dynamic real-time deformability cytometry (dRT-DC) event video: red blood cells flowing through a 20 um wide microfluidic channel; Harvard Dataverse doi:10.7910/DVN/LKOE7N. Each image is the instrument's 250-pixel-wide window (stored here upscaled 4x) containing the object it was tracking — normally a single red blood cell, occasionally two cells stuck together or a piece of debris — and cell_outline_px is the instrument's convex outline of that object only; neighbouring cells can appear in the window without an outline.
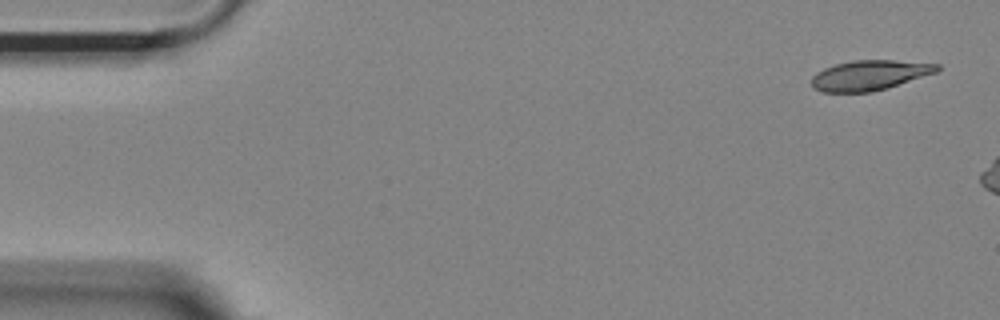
{"species": "Egyptian fruit bat (a non-hibernating species)", "species_latin": "Rousettus aegyptiacus", "temperature_condition": "room temperature", "stored_images_in_passage": 7, "camera_frame_rate_fps": 3000, "um_per_image_px": 0.085, "animal": {"sex": "female"}, "frame": {"image": 1, "passage_image": 1, "time_ms": 0.0, "image_size_px": [1000, 320], "cell_outline_px": [[940, 68], [936, 72], [888, 88], [872, 92], [824, 92], [812, 88], [812, 76], [816, 72], [824, 68], [836, 64], [852, 60], [892, 60], [940, 64]], "centroid_in_image_um": [73.9, 6.39], "position_along_channel_um": 11.1, "area_um2": 21.96}}